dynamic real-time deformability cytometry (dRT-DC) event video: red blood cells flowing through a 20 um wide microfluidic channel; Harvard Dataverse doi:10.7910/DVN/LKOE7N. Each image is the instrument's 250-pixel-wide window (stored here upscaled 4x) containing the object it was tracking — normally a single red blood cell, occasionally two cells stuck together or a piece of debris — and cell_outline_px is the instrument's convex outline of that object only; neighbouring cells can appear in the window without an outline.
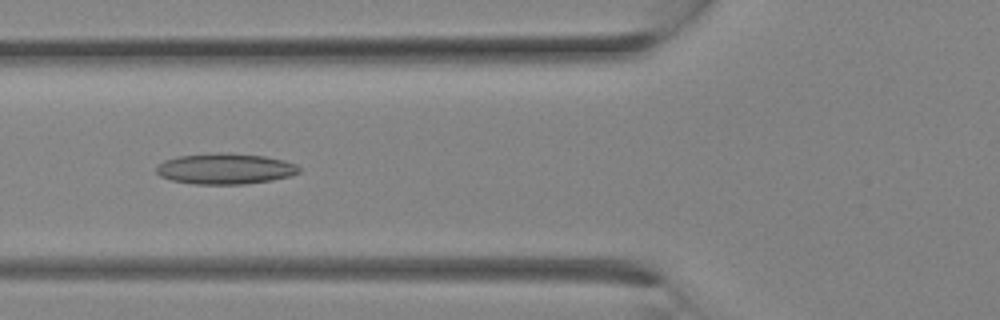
{"species": "Egyptian fruit bat (a non-hibernating species)", "species_latin": "Rousettus aegyptiacus", "temperature_condition": "room temperature", "stored_images_in_passage": 13, "camera_frame_rate_fps": 3000, "um_per_image_px": 0.085, "animal": {"sex": "female"}, "frame": {"image": 1, "passage_image": 10, "time_ms": 3.0, "image_size_px": [1000, 320], "cell_outline_px": [[300, 172], [292, 176], [272, 180], [244, 184], [192, 184], [172, 180], [160, 176], [156, 172], [156, 168], [164, 160], [176, 156], [220, 152], [224, 152], [264, 156], [284, 160], [296, 164], [300, 168]], "centroid_in_image_um": [19.15, 14.34], "position_along_channel_um": 106.6, "area_um2": 25.78}}
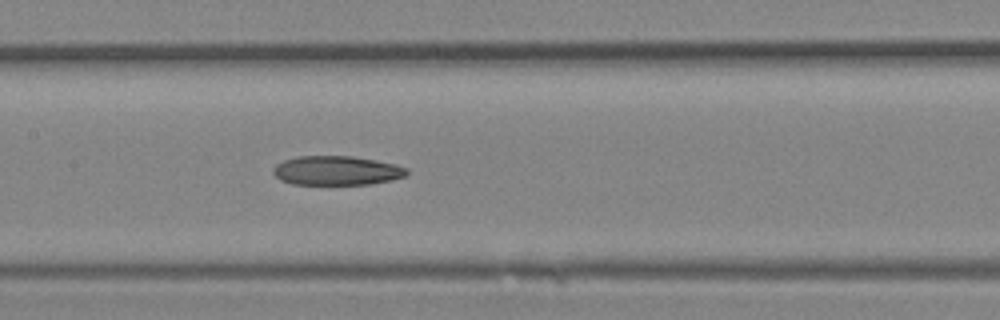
{"frame": {"image": 2, "passage_image": 13, "time_ms": 4.0, "image_size_px": [1000, 320], "cell_outline_px": [[408, 172], [404, 176], [392, 180], [368, 184], [292, 184], [280, 180], [272, 172], [272, 168], [276, 164], [284, 160], [296, 156], [352, 156], [376, 160], [396, 164], [408, 168]], "centroid_in_image_um": [28.6, 14.49], "position_along_channel_um": 178.8, "area_um2": 22.83}}